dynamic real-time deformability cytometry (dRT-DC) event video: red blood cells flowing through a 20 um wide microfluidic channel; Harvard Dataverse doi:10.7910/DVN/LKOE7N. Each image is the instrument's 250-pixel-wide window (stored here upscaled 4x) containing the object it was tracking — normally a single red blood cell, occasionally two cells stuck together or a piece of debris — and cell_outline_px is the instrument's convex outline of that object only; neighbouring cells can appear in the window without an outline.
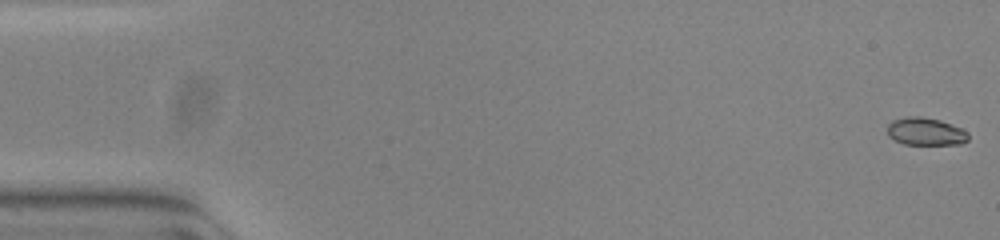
{"species": "common noctule bat (a hibernating species)", "species_latin": "Nyctalus noctula", "temperature_condition": "warm", "stored_images_in_passage": 54, "camera_frame_rate_fps": 3000, "um_per_image_px": 0.085, "animal": {"sex": "female", "body_mass_g": 23.0, "forearm_length_mm": 53.4}, "frame": {"image": 1, "passage_image": 1, "time_ms": 0.0, "image_size_px": [1000, 240], "cell_outline_px": [[968, 140], [960, 144], [904, 144], [888, 136], [888, 124], [892, 120], [908, 116], [920, 116], [940, 120], [960, 128], [968, 132]], "centroid_in_image_um": [78.66, 11.17], "position_along_channel_um": 6.3, "area_um2": 12.95}}
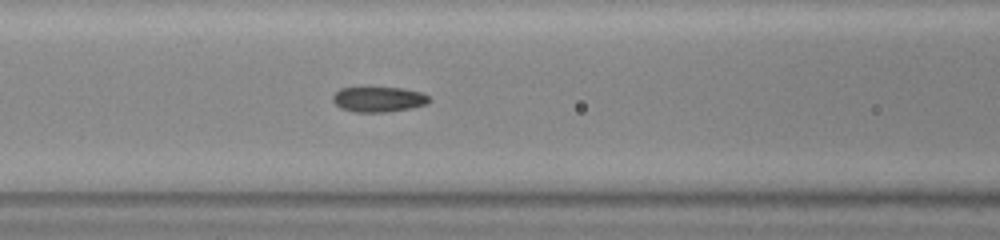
{"frame": {"image": 2, "passage_image": 23, "time_ms": 7.333, "image_size_px": [1000, 240], "cell_outline_px": [[432, 100], [428, 104], [408, 108], [384, 112], [356, 112], [340, 108], [332, 100], [332, 96], [340, 88], [364, 84], [404, 88], [420, 92], [428, 96]], "centroid_in_image_um": [32.13, 8.37], "position_along_channel_um": 134.5, "area_um2": 14.97}}
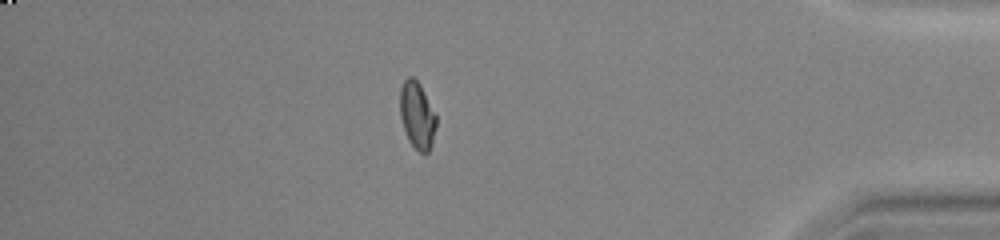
{"frame": {"image": 3, "passage_image": 47, "time_ms": 15.333, "image_size_px": [1000, 240], "cell_outline_px": [[436, 124], [432, 144], [428, 152], [420, 152], [408, 140], [400, 116], [400, 88], [404, 80], [408, 76], [412, 76], [420, 84], [436, 116]], "centroid_in_image_um": [35.44, 9.78], "position_along_channel_um": 399.8, "area_um2": 13.93}, "authors_computed_cell_mechanics": {"area_um2": 14.2188, "velocity_mm_per_s": 3.8208, "shape_relaxation_time_tau1_ms": 8.8071, "shape_relaxation_time_tau2_ms": 1.0954, "deformation_change_tau1": 0.2149, "deformation_change_tau2": 0.0507}}